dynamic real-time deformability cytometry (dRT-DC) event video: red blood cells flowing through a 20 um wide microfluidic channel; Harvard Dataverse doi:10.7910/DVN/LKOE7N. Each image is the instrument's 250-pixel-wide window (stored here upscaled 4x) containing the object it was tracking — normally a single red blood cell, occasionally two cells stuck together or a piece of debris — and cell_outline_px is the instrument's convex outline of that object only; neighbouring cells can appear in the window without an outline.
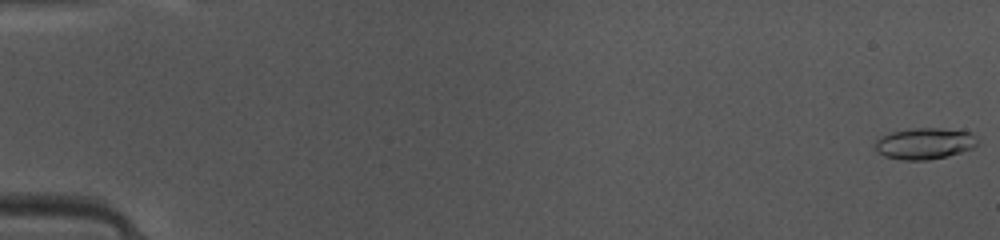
{"species": "common noctule bat (a hibernating species)", "species_latin": "Nyctalus noctula", "temperature_condition": "warm", "stored_images_in_passage": 13, "camera_frame_rate_fps": 3000, "um_per_image_px": 0.085, "animal": {"sex": "female", "body_mass_g": 10.0, "forearm_length_mm": 53.1}, "frame": {"image": 1, "passage_image": 1, "time_ms": 0.0, "image_size_px": [1000, 240], "cell_outline_px": [[980, 140], [972, 148], [948, 156], [928, 160], [904, 160], [884, 156], [876, 148], [876, 140], [880, 136], [892, 132], [916, 128], [936, 128], [972, 132]], "centroid_in_image_um": [78.63, 12.2], "position_along_channel_um": 6.4, "area_um2": 18.55}}